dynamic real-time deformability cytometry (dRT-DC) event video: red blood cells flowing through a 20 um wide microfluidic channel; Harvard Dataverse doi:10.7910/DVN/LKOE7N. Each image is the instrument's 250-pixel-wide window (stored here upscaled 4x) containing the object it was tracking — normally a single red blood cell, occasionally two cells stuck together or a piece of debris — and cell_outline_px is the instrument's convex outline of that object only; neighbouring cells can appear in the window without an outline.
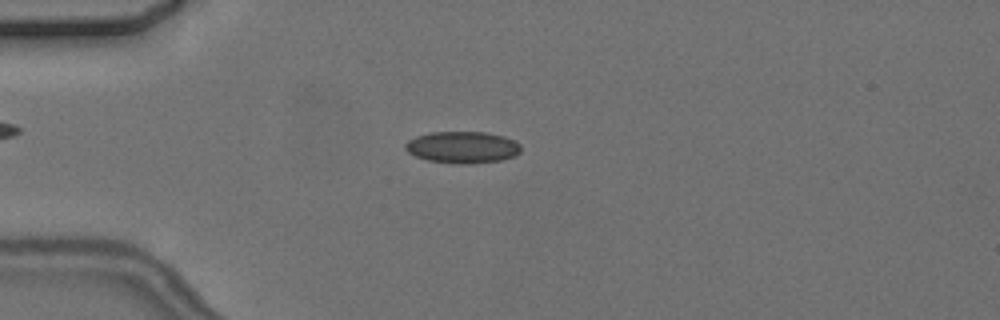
{"species": "common noctule bat (a hibernating species)", "species_latin": "Nyctalus noctula", "temperature_condition": "cold", "stored_images_in_passage": 6, "camera_frame_rate_fps": 3000, "um_per_image_px": 0.085, "animal": {"sex": "female", "body_mass_g": 24.6, "forearm_length_mm": 56.2}, "frame": {"image": 1, "passage_image": 5, "time_ms": 4.667, "image_size_px": [1000, 320], "cell_outline_px": [[520, 152], [516, 156], [500, 160], [428, 160], [416, 156], [408, 152], [404, 148], [404, 144], [408, 140], [416, 136], [432, 132], [484, 132], [504, 136], [516, 140], [520, 144]], "centroid_in_image_um": [39.32, 12.44], "position_along_channel_um": 45.7, "area_um2": 20.29}}